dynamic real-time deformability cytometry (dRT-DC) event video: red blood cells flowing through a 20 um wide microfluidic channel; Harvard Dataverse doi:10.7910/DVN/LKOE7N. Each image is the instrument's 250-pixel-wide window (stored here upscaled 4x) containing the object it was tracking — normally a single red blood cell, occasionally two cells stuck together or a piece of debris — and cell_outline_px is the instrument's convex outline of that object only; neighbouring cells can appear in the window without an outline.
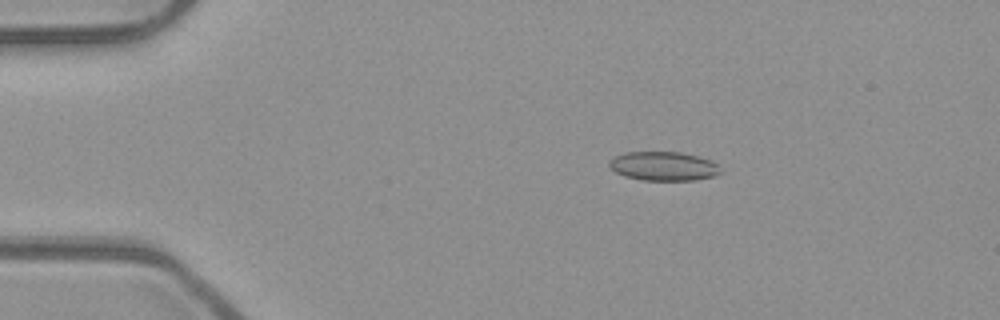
{"species": "common noctule bat (a hibernating species)", "species_latin": "Nyctalus noctula", "temperature_condition": "room temperature", "stored_images_in_passage": 52, "camera_frame_rate_fps": 3000, "um_per_image_px": 0.085, "animal": {"sex": "male", "body_mass_g": 23.1, "forearm_length_mm": 52.7}, "frame": {"image": 1, "passage_image": 9, "time_ms": 2.667, "image_size_px": [1000, 320], "cell_outline_px": [[720, 172], [716, 176], [696, 180], [644, 180], [624, 176], [616, 172], [608, 164], [608, 160], [612, 156], [624, 152], [680, 152], [700, 156], [712, 160], [716, 164]], "centroid_in_image_um": [56.38, 14.11], "position_along_channel_um": 28.6, "area_um2": 18.96}}
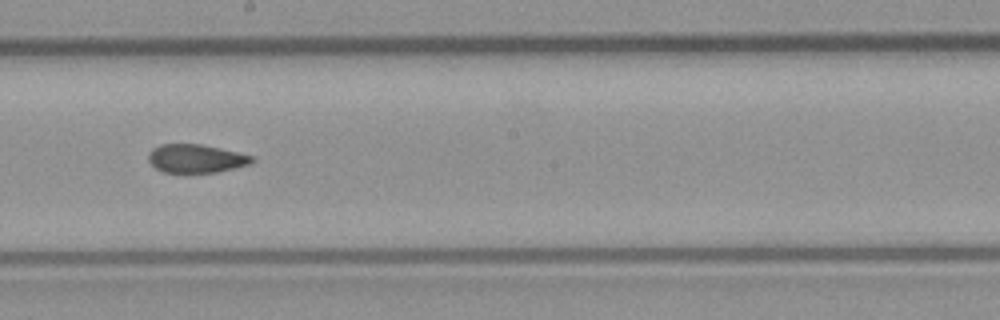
{"frame": {"image": 2, "passage_image": 29, "time_ms": 9.333, "image_size_px": [1000, 320], "cell_outline_px": [[256, 160], [248, 164], [216, 172], [184, 176], [164, 172], [156, 168], [148, 160], [148, 152], [152, 148], [160, 144], [200, 144], [236, 152], [252, 156]], "centroid_in_image_um": [16.58, 13.52], "position_along_channel_um": 231.6, "area_um2": 17.63}}
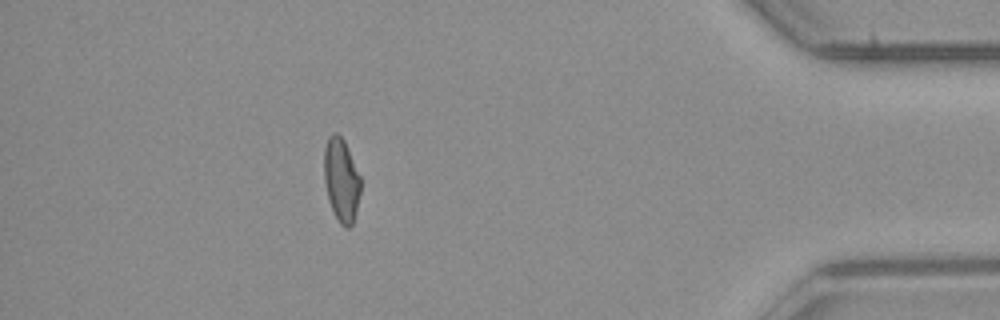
{"frame": {"image": 3, "passage_image": 46, "time_ms": 15.0, "image_size_px": [1000, 320], "cell_outline_px": [[360, 192], [356, 212], [352, 224], [348, 228], [344, 228], [340, 224], [328, 200], [324, 180], [324, 148], [328, 136], [332, 132], [336, 132], [344, 140], [360, 176]], "centroid_in_image_um": [29.0, 15.28], "position_along_channel_um": 406.2, "area_um2": 17.74}, "authors_computed_cell_mechanics": {"area_um2": 18.2648, "velocity_mm_per_s": 3.9728, "shape_relaxation_time_tau1_ms": null, "shape_relaxation_time_tau2_ms": 2.0053, "deformation_change_tau1": null, "deformation_change_tau2": 0.0611}}